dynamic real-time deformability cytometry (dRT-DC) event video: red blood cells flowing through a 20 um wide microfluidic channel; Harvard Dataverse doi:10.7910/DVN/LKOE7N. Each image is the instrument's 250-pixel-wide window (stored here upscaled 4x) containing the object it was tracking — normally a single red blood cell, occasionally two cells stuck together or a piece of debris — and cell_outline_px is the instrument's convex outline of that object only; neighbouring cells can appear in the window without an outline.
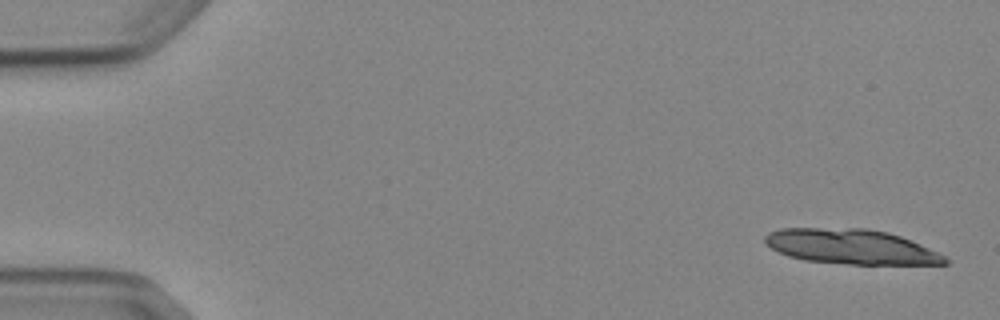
{"species": "Egyptian fruit bat (a non-hibernating species)", "species_latin": "Rousettus aegyptiacus", "temperature_condition": "cold", "stored_images_in_passage": 7, "segment_of_instrument_passage": [1, 2], "camera_frame_rate_fps": 3000, "um_per_image_px": 0.085, "animal": {"sex": "female"}, "frame": {"image": 1, "passage_image": 1, "time_ms": 0.0, "image_size_px": [1000, 320], "cell_outline_px": [[952, 260], [948, 264], [848, 264], [804, 260], [788, 256], [764, 244], [764, 236], [768, 232], [780, 228], [864, 228], [888, 232], [900, 236], [940, 252]], "centroid_in_image_um": [72.36, 20.97], "position_along_channel_um": 12.6, "area_um2": 36.82}}
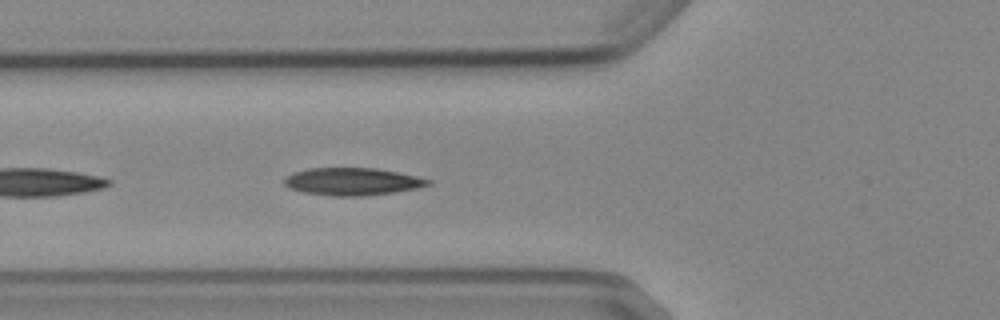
{"frame": {"image": 2, "passage_image": 6, "time_ms": 6.0, "image_size_px": [1000, 320], "cell_outline_px": [[432, 184], [416, 188], [392, 192], [360, 196], [332, 196], [304, 192], [288, 188], [284, 184], [284, 180], [292, 172], [308, 168], [376, 168], [400, 172], [432, 180]], "centroid_in_image_um": [29.94, 15.42], "position_along_channel_um": 95.9, "area_um2": 23.0}}